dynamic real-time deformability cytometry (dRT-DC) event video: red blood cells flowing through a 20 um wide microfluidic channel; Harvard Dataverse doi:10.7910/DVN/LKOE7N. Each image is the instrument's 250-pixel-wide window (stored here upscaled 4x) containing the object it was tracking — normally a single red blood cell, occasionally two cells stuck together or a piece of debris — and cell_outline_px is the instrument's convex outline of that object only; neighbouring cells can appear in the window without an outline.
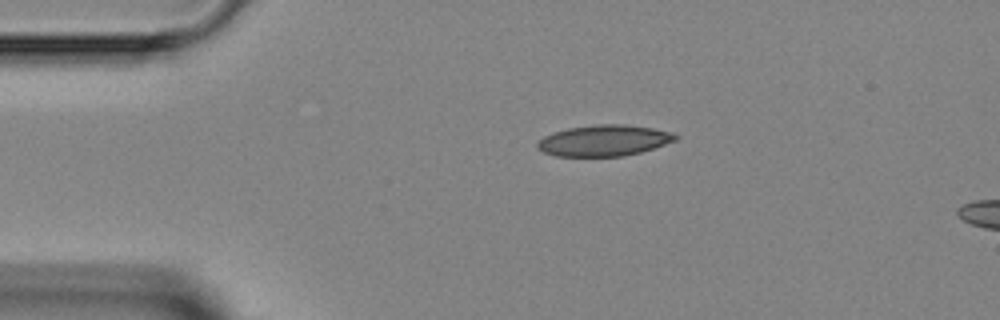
{"species": "Egyptian fruit bat (a non-hibernating species)", "species_latin": "Rousettus aegyptiacus", "temperature_condition": "room temperature", "stored_images_in_passage": 3, "camera_frame_rate_fps": 3000, "um_per_image_px": 0.085, "animal": {"sex": "female"}, "frame": {"image": 1, "passage_image": 3, "time_ms": 3.333, "image_size_px": [1000, 320], "cell_outline_px": [[680, 136], [676, 140], [640, 152], [624, 156], [556, 156], [544, 152], [536, 148], [536, 144], [544, 136], [552, 132], [568, 128], [596, 124], [624, 124], [652, 128], [672, 132]], "centroid_in_image_um": [51.32, 11.94], "position_along_channel_um": 33.7, "area_um2": 24.97}}